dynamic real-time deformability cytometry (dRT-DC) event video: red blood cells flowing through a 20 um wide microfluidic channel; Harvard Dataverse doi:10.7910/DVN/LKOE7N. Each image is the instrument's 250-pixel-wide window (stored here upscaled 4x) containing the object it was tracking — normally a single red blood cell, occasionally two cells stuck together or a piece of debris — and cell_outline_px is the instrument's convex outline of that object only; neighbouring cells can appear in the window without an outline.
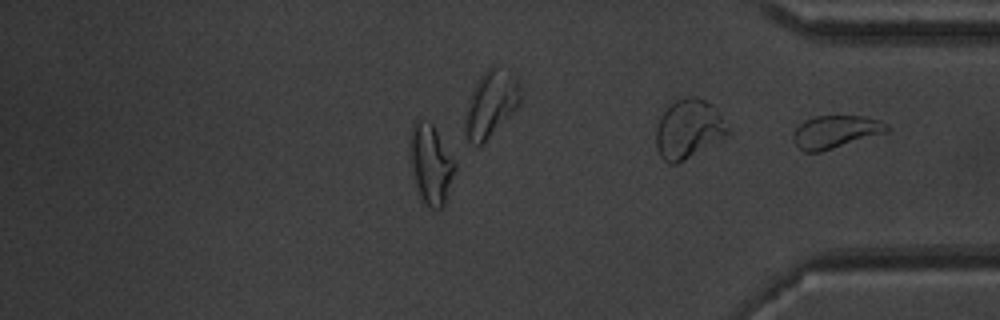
{"species": "common noctule bat (a hibernating species)", "species_latin": "Nyctalus noctula", "temperature_condition": "warm", "stored_images_in_passage": 29, "segment_of_instrument_passage": [2, 2], "camera_frame_rate_fps": 3000, "um_per_image_px": 0.085, "animal": {"sex": "male", "body_mass_g": 20.1, "forearm_length_mm": 53.5}, "frame": {"image": 1, "passage_image": 29, "time_ms": 9.333, "image_size_px": [1000, 320], "cell_outline_px": [[888, 128], [884, 132], [820, 152], [804, 152], [796, 144], [792, 136], [796, 128], [804, 120], [816, 116], [864, 116], [880, 120], [888, 124]], "centroid_in_image_um": [70.98, 11.19], "position_along_channel_um": 364.2, "area_um2": 17.46}}